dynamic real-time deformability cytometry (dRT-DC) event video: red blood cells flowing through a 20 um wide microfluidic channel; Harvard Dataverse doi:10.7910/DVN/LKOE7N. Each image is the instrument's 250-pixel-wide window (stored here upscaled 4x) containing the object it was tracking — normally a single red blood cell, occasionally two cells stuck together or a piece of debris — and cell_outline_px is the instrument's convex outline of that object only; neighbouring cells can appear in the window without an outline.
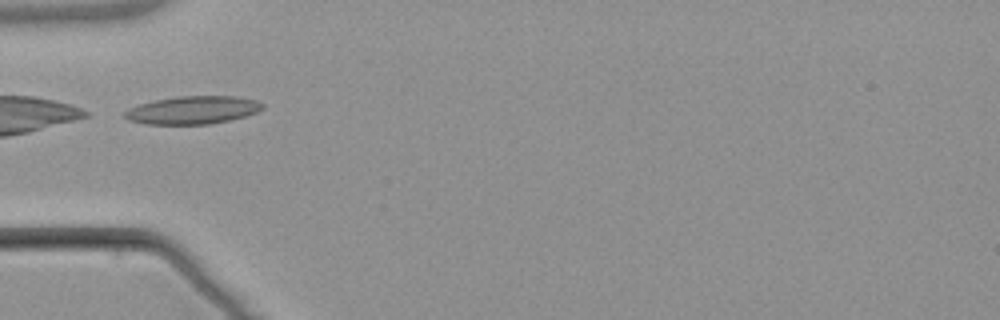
{"species": "common noctule bat (a hibernating species)", "species_latin": "Nyctalus noctula", "temperature_condition": "warm", "stored_images_in_passage": 6, "camera_frame_rate_fps": 3000, "um_per_image_px": 0.085, "animal": {"sex": "male", "body_mass_g": 21.5, "forearm_length_mm": 52.0}, "frame": {"image": 1, "passage_image": 4, "time_ms": 5.0, "image_size_px": [1000, 320], "cell_outline_px": [[264, 108], [256, 112], [244, 116], [212, 124], [144, 124], [128, 120], [120, 116], [128, 108], [140, 104], [156, 100], [176, 96], [236, 96], [256, 100], [264, 104]], "centroid_in_image_um": [16.34, 9.35], "position_along_channel_um": 68.7, "area_um2": 22.54}}
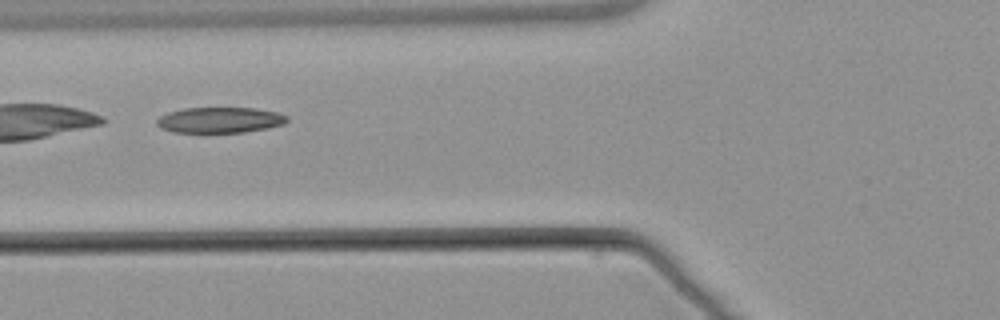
{"frame": {"image": 2, "passage_image": 5, "time_ms": 6.0, "image_size_px": [1000, 320], "cell_outline_px": [[288, 120], [284, 124], [268, 128], [244, 132], [172, 132], [160, 128], [156, 124], [156, 120], [160, 116], [168, 112], [184, 108], [256, 108], [276, 112], [288, 116]], "centroid_in_image_um": [18.68, 10.2], "position_along_channel_um": 107.1, "area_um2": 19.54}}